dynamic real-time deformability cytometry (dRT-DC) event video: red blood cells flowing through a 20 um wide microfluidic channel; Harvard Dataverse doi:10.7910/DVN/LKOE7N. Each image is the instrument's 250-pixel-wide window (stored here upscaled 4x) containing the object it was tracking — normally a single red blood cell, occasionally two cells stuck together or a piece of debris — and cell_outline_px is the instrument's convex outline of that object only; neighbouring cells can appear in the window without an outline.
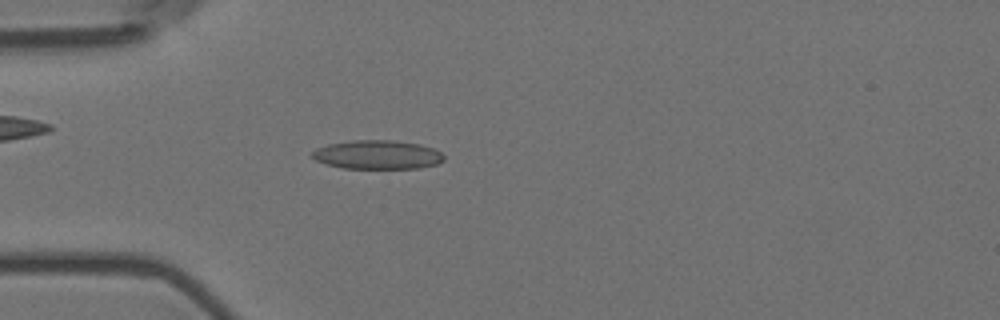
{"species": "Egyptian fruit bat (a non-hibernating species)", "species_latin": "Rousettus aegyptiacus", "temperature_condition": "room temperature", "stored_images_in_passage": 5, "camera_frame_rate_fps": 3000, "um_per_image_px": 0.085, "animal": {"sex": "female"}, "frame": {"image": 1, "passage_image": 5, "time_ms": 1.333, "image_size_px": [1000, 320], "cell_outline_px": [[444, 160], [436, 164], [420, 168], [344, 168], [328, 164], [316, 160], [312, 156], [312, 152], [316, 148], [328, 144], [352, 140], [392, 140], [420, 144], [432, 148], [440, 152], [444, 156]], "centroid_in_image_um": [32.09, 13.14], "position_along_channel_um": 52.9, "area_um2": 22.02}}